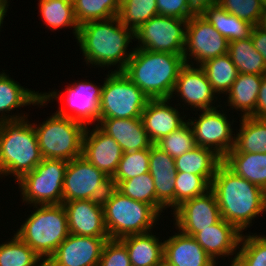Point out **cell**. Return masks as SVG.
Returning a JSON list of instances; mask_svg holds the SVG:
<instances>
[{
	"instance_id": "cell-3",
	"label": "cell",
	"mask_w": 266,
	"mask_h": 266,
	"mask_svg": "<svg viewBox=\"0 0 266 266\" xmlns=\"http://www.w3.org/2000/svg\"><path fill=\"white\" fill-rule=\"evenodd\" d=\"M185 64L183 54L134 48L122 72L150 99L170 98Z\"/></svg>"
},
{
	"instance_id": "cell-48",
	"label": "cell",
	"mask_w": 266,
	"mask_h": 266,
	"mask_svg": "<svg viewBox=\"0 0 266 266\" xmlns=\"http://www.w3.org/2000/svg\"><path fill=\"white\" fill-rule=\"evenodd\" d=\"M189 7L195 14H201L210 6L218 4V0H188Z\"/></svg>"
},
{
	"instance_id": "cell-30",
	"label": "cell",
	"mask_w": 266,
	"mask_h": 266,
	"mask_svg": "<svg viewBox=\"0 0 266 266\" xmlns=\"http://www.w3.org/2000/svg\"><path fill=\"white\" fill-rule=\"evenodd\" d=\"M201 15L223 36L228 42L250 37L253 25L239 19L225 11L218 4L205 9Z\"/></svg>"
},
{
	"instance_id": "cell-15",
	"label": "cell",
	"mask_w": 266,
	"mask_h": 266,
	"mask_svg": "<svg viewBox=\"0 0 266 266\" xmlns=\"http://www.w3.org/2000/svg\"><path fill=\"white\" fill-rule=\"evenodd\" d=\"M172 214L175 228L188 236H193L222 219L215 193L211 189L183 202Z\"/></svg>"
},
{
	"instance_id": "cell-5",
	"label": "cell",
	"mask_w": 266,
	"mask_h": 266,
	"mask_svg": "<svg viewBox=\"0 0 266 266\" xmlns=\"http://www.w3.org/2000/svg\"><path fill=\"white\" fill-rule=\"evenodd\" d=\"M102 205L110 239L150 232L160 216L151 205L133 200L113 186L102 199Z\"/></svg>"
},
{
	"instance_id": "cell-4",
	"label": "cell",
	"mask_w": 266,
	"mask_h": 266,
	"mask_svg": "<svg viewBox=\"0 0 266 266\" xmlns=\"http://www.w3.org/2000/svg\"><path fill=\"white\" fill-rule=\"evenodd\" d=\"M27 118L0 122V178L13 174L18 181L43 160L33 123Z\"/></svg>"
},
{
	"instance_id": "cell-24",
	"label": "cell",
	"mask_w": 266,
	"mask_h": 266,
	"mask_svg": "<svg viewBox=\"0 0 266 266\" xmlns=\"http://www.w3.org/2000/svg\"><path fill=\"white\" fill-rule=\"evenodd\" d=\"M163 242V259L173 266H217L218 264L192 236L178 231Z\"/></svg>"
},
{
	"instance_id": "cell-17",
	"label": "cell",
	"mask_w": 266,
	"mask_h": 266,
	"mask_svg": "<svg viewBox=\"0 0 266 266\" xmlns=\"http://www.w3.org/2000/svg\"><path fill=\"white\" fill-rule=\"evenodd\" d=\"M109 237H86L69 233L47 260L49 266H98Z\"/></svg>"
},
{
	"instance_id": "cell-29",
	"label": "cell",
	"mask_w": 266,
	"mask_h": 266,
	"mask_svg": "<svg viewBox=\"0 0 266 266\" xmlns=\"http://www.w3.org/2000/svg\"><path fill=\"white\" fill-rule=\"evenodd\" d=\"M223 159L213 150L195 146L192 150L175 158L177 172L204 176L210 183Z\"/></svg>"
},
{
	"instance_id": "cell-21",
	"label": "cell",
	"mask_w": 266,
	"mask_h": 266,
	"mask_svg": "<svg viewBox=\"0 0 266 266\" xmlns=\"http://www.w3.org/2000/svg\"><path fill=\"white\" fill-rule=\"evenodd\" d=\"M170 100V98L150 99L141 114L144 128L153 144L186 122L185 115L182 117L178 107L171 106Z\"/></svg>"
},
{
	"instance_id": "cell-35",
	"label": "cell",
	"mask_w": 266,
	"mask_h": 266,
	"mask_svg": "<svg viewBox=\"0 0 266 266\" xmlns=\"http://www.w3.org/2000/svg\"><path fill=\"white\" fill-rule=\"evenodd\" d=\"M74 15L80 25L88 21L108 20L116 17L120 5L118 0H76Z\"/></svg>"
},
{
	"instance_id": "cell-18",
	"label": "cell",
	"mask_w": 266,
	"mask_h": 266,
	"mask_svg": "<svg viewBox=\"0 0 266 266\" xmlns=\"http://www.w3.org/2000/svg\"><path fill=\"white\" fill-rule=\"evenodd\" d=\"M86 127L83 137L82 156L98 170L112 178L123 155L120 145L97 125Z\"/></svg>"
},
{
	"instance_id": "cell-14",
	"label": "cell",
	"mask_w": 266,
	"mask_h": 266,
	"mask_svg": "<svg viewBox=\"0 0 266 266\" xmlns=\"http://www.w3.org/2000/svg\"><path fill=\"white\" fill-rule=\"evenodd\" d=\"M218 107L222 106L199 110L202 113L198 114V119L187 121L193 129L196 146L211 149L223 159L234 147L235 134L231 126L234 120L230 122L226 112Z\"/></svg>"
},
{
	"instance_id": "cell-53",
	"label": "cell",
	"mask_w": 266,
	"mask_h": 266,
	"mask_svg": "<svg viewBox=\"0 0 266 266\" xmlns=\"http://www.w3.org/2000/svg\"><path fill=\"white\" fill-rule=\"evenodd\" d=\"M126 1H128V0H118V3H119V5H122V4L125 3Z\"/></svg>"
},
{
	"instance_id": "cell-36",
	"label": "cell",
	"mask_w": 266,
	"mask_h": 266,
	"mask_svg": "<svg viewBox=\"0 0 266 266\" xmlns=\"http://www.w3.org/2000/svg\"><path fill=\"white\" fill-rule=\"evenodd\" d=\"M43 260L17 235L0 244V266H38Z\"/></svg>"
},
{
	"instance_id": "cell-1",
	"label": "cell",
	"mask_w": 266,
	"mask_h": 266,
	"mask_svg": "<svg viewBox=\"0 0 266 266\" xmlns=\"http://www.w3.org/2000/svg\"><path fill=\"white\" fill-rule=\"evenodd\" d=\"M210 189L215 193L221 217L241 234L252 220L266 212V192L236 175L223 162L218 166Z\"/></svg>"
},
{
	"instance_id": "cell-45",
	"label": "cell",
	"mask_w": 266,
	"mask_h": 266,
	"mask_svg": "<svg viewBox=\"0 0 266 266\" xmlns=\"http://www.w3.org/2000/svg\"><path fill=\"white\" fill-rule=\"evenodd\" d=\"M158 14L189 20L195 13L189 7L188 0H156Z\"/></svg>"
},
{
	"instance_id": "cell-11",
	"label": "cell",
	"mask_w": 266,
	"mask_h": 266,
	"mask_svg": "<svg viewBox=\"0 0 266 266\" xmlns=\"http://www.w3.org/2000/svg\"><path fill=\"white\" fill-rule=\"evenodd\" d=\"M111 187V178L80 156L67 164L64 174L63 202L102 201Z\"/></svg>"
},
{
	"instance_id": "cell-8",
	"label": "cell",
	"mask_w": 266,
	"mask_h": 266,
	"mask_svg": "<svg viewBox=\"0 0 266 266\" xmlns=\"http://www.w3.org/2000/svg\"><path fill=\"white\" fill-rule=\"evenodd\" d=\"M110 71L103 83L99 119L141 118L150 98L122 71Z\"/></svg>"
},
{
	"instance_id": "cell-16",
	"label": "cell",
	"mask_w": 266,
	"mask_h": 266,
	"mask_svg": "<svg viewBox=\"0 0 266 266\" xmlns=\"http://www.w3.org/2000/svg\"><path fill=\"white\" fill-rule=\"evenodd\" d=\"M173 94H176L175 97L180 96L183 99L180 101L190 106V108L192 107L194 111L215 108L212 104H215L218 100L217 93L208 81L204 69L201 66H193L187 63L179 72L170 99L174 98Z\"/></svg>"
},
{
	"instance_id": "cell-33",
	"label": "cell",
	"mask_w": 266,
	"mask_h": 266,
	"mask_svg": "<svg viewBox=\"0 0 266 266\" xmlns=\"http://www.w3.org/2000/svg\"><path fill=\"white\" fill-rule=\"evenodd\" d=\"M39 12L46 26L51 30L73 28V35L77 38L79 24L74 15L73 4L64 0H39Z\"/></svg>"
},
{
	"instance_id": "cell-27",
	"label": "cell",
	"mask_w": 266,
	"mask_h": 266,
	"mask_svg": "<svg viewBox=\"0 0 266 266\" xmlns=\"http://www.w3.org/2000/svg\"><path fill=\"white\" fill-rule=\"evenodd\" d=\"M265 75L239 73L233 82L228 96V105L237 111H241V117H252L255 113L258 92Z\"/></svg>"
},
{
	"instance_id": "cell-47",
	"label": "cell",
	"mask_w": 266,
	"mask_h": 266,
	"mask_svg": "<svg viewBox=\"0 0 266 266\" xmlns=\"http://www.w3.org/2000/svg\"><path fill=\"white\" fill-rule=\"evenodd\" d=\"M257 119H266V75L260 85L258 92L257 104L255 106V113L252 116Z\"/></svg>"
},
{
	"instance_id": "cell-38",
	"label": "cell",
	"mask_w": 266,
	"mask_h": 266,
	"mask_svg": "<svg viewBox=\"0 0 266 266\" xmlns=\"http://www.w3.org/2000/svg\"><path fill=\"white\" fill-rule=\"evenodd\" d=\"M150 149L124 152L118 168L111 178V185L116 187L121 181L149 172Z\"/></svg>"
},
{
	"instance_id": "cell-41",
	"label": "cell",
	"mask_w": 266,
	"mask_h": 266,
	"mask_svg": "<svg viewBox=\"0 0 266 266\" xmlns=\"http://www.w3.org/2000/svg\"><path fill=\"white\" fill-rule=\"evenodd\" d=\"M175 183V209L183 202L205 194L211 183L201 175L177 172Z\"/></svg>"
},
{
	"instance_id": "cell-32",
	"label": "cell",
	"mask_w": 266,
	"mask_h": 266,
	"mask_svg": "<svg viewBox=\"0 0 266 266\" xmlns=\"http://www.w3.org/2000/svg\"><path fill=\"white\" fill-rule=\"evenodd\" d=\"M228 55L238 73L266 75L265 60L254 48L251 37L229 42Z\"/></svg>"
},
{
	"instance_id": "cell-25",
	"label": "cell",
	"mask_w": 266,
	"mask_h": 266,
	"mask_svg": "<svg viewBox=\"0 0 266 266\" xmlns=\"http://www.w3.org/2000/svg\"><path fill=\"white\" fill-rule=\"evenodd\" d=\"M0 72V122L8 120H19L26 118L28 115H10L12 110L20 108L26 105L36 106L40 104L39 107H43L46 103L42 100V93L35 92L21 86L13 78L9 77L7 73ZM10 111V112H9Z\"/></svg>"
},
{
	"instance_id": "cell-37",
	"label": "cell",
	"mask_w": 266,
	"mask_h": 266,
	"mask_svg": "<svg viewBox=\"0 0 266 266\" xmlns=\"http://www.w3.org/2000/svg\"><path fill=\"white\" fill-rule=\"evenodd\" d=\"M158 15L156 0H128L120 5L117 17L133 32L153 16Z\"/></svg>"
},
{
	"instance_id": "cell-51",
	"label": "cell",
	"mask_w": 266,
	"mask_h": 266,
	"mask_svg": "<svg viewBox=\"0 0 266 266\" xmlns=\"http://www.w3.org/2000/svg\"><path fill=\"white\" fill-rule=\"evenodd\" d=\"M159 266H173L171 264H169L168 262H166L164 259L162 260L161 264Z\"/></svg>"
},
{
	"instance_id": "cell-26",
	"label": "cell",
	"mask_w": 266,
	"mask_h": 266,
	"mask_svg": "<svg viewBox=\"0 0 266 266\" xmlns=\"http://www.w3.org/2000/svg\"><path fill=\"white\" fill-rule=\"evenodd\" d=\"M128 251L131 266H159L164 257V242L152 231L120 239Z\"/></svg>"
},
{
	"instance_id": "cell-50",
	"label": "cell",
	"mask_w": 266,
	"mask_h": 266,
	"mask_svg": "<svg viewBox=\"0 0 266 266\" xmlns=\"http://www.w3.org/2000/svg\"><path fill=\"white\" fill-rule=\"evenodd\" d=\"M257 26L266 30V6L263 7V11L261 13V18H260Z\"/></svg>"
},
{
	"instance_id": "cell-34",
	"label": "cell",
	"mask_w": 266,
	"mask_h": 266,
	"mask_svg": "<svg viewBox=\"0 0 266 266\" xmlns=\"http://www.w3.org/2000/svg\"><path fill=\"white\" fill-rule=\"evenodd\" d=\"M201 67L217 95L226 94L239 74L228 53L204 62Z\"/></svg>"
},
{
	"instance_id": "cell-40",
	"label": "cell",
	"mask_w": 266,
	"mask_h": 266,
	"mask_svg": "<svg viewBox=\"0 0 266 266\" xmlns=\"http://www.w3.org/2000/svg\"><path fill=\"white\" fill-rule=\"evenodd\" d=\"M115 188L123 195L149 204L156 210V191L149 172L121 181Z\"/></svg>"
},
{
	"instance_id": "cell-54",
	"label": "cell",
	"mask_w": 266,
	"mask_h": 266,
	"mask_svg": "<svg viewBox=\"0 0 266 266\" xmlns=\"http://www.w3.org/2000/svg\"><path fill=\"white\" fill-rule=\"evenodd\" d=\"M64 1L71 3V4H74L76 2V0H64Z\"/></svg>"
},
{
	"instance_id": "cell-9",
	"label": "cell",
	"mask_w": 266,
	"mask_h": 266,
	"mask_svg": "<svg viewBox=\"0 0 266 266\" xmlns=\"http://www.w3.org/2000/svg\"><path fill=\"white\" fill-rule=\"evenodd\" d=\"M67 164L68 161L63 159L43 158L34 170L16 181L23 203L32 206L62 204Z\"/></svg>"
},
{
	"instance_id": "cell-49",
	"label": "cell",
	"mask_w": 266,
	"mask_h": 266,
	"mask_svg": "<svg viewBox=\"0 0 266 266\" xmlns=\"http://www.w3.org/2000/svg\"><path fill=\"white\" fill-rule=\"evenodd\" d=\"M9 1L8 0H0V30L3 24V20L7 13V8H9Z\"/></svg>"
},
{
	"instance_id": "cell-19",
	"label": "cell",
	"mask_w": 266,
	"mask_h": 266,
	"mask_svg": "<svg viewBox=\"0 0 266 266\" xmlns=\"http://www.w3.org/2000/svg\"><path fill=\"white\" fill-rule=\"evenodd\" d=\"M62 204L67 213L69 233L86 237H109L102 201L73 200Z\"/></svg>"
},
{
	"instance_id": "cell-2",
	"label": "cell",
	"mask_w": 266,
	"mask_h": 266,
	"mask_svg": "<svg viewBox=\"0 0 266 266\" xmlns=\"http://www.w3.org/2000/svg\"><path fill=\"white\" fill-rule=\"evenodd\" d=\"M76 39L86 64L100 68L117 64L114 71H123L134 51V48L130 52L127 49L130 42L133 43L131 40L135 39L134 32L117 16L80 25Z\"/></svg>"
},
{
	"instance_id": "cell-22",
	"label": "cell",
	"mask_w": 266,
	"mask_h": 266,
	"mask_svg": "<svg viewBox=\"0 0 266 266\" xmlns=\"http://www.w3.org/2000/svg\"><path fill=\"white\" fill-rule=\"evenodd\" d=\"M242 234L223 218L216 224L207 227L192 237L204 249V251L216 262L218 257L234 255L231 257V265L235 262Z\"/></svg>"
},
{
	"instance_id": "cell-44",
	"label": "cell",
	"mask_w": 266,
	"mask_h": 266,
	"mask_svg": "<svg viewBox=\"0 0 266 266\" xmlns=\"http://www.w3.org/2000/svg\"><path fill=\"white\" fill-rule=\"evenodd\" d=\"M98 266H131L125 244L120 239H108Z\"/></svg>"
},
{
	"instance_id": "cell-12",
	"label": "cell",
	"mask_w": 266,
	"mask_h": 266,
	"mask_svg": "<svg viewBox=\"0 0 266 266\" xmlns=\"http://www.w3.org/2000/svg\"><path fill=\"white\" fill-rule=\"evenodd\" d=\"M187 21L159 14L153 16L134 32L138 41L136 48L183 54Z\"/></svg>"
},
{
	"instance_id": "cell-52",
	"label": "cell",
	"mask_w": 266,
	"mask_h": 266,
	"mask_svg": "<svg viewBox=\"0 0 266 266\" xmlns=\"http://www.w3.org/2000/svg\"><path fill=\"white\" fill-rule=\"evenodd\" d=\"M38 266H49L47 261H42Z\"/></svg>"
},
{
	"instance_id": "cell-23",
	"label": "cell",
	"mask_w": 266,
	"mask_h": 266,
	"mask_svg": "<svg viewBox=\"0 0 266 266\" xmlns=\"http://www.w3.org/2000/svg\"><path fill=\"white\" fill-rule=\"evenodd\" d=\"M104 133L112 137L123 152L150 149L153 145L141 118H106L96 124Z\"/></svg>"
},
{
	"instance_id": "cell-28",
	"label": "cell",
	"mask_w": 266,
	"mask_h": 266,
	"mask_svg": "<svg viewBox=\"0 0 266 266\" xmlns=\"http://www.w3.org/2000/svg\"><path fill=\"white\" fill-rule=\"evenodd\" d=\"M223 163L266 192V153L228 152Z\"/></svg>"
},
{
	"instance_id": "cell-42",
	"label": "cell",
	"mask_w": 266,
	"mask_h": 266,
	"mask_svg": "<svg viewBox=\"0 0 266 266\" xmlns=\"http://www.w3.org/2000/svg\"><path fill=\"white\" fill-rule=\"evenodd\" d=\"M156 145L174 159L192 150L196 143L190 123L186 120L180 128L163 137Z\"/></svg>"
},
{
	"instance_id": "cell-20",
	"label": "cell",
	"mask_w": 266,
	"mask_h": 266,
	"mask_svg": "<svg viewBox=\"0 0 266 266\" xmlns=\"http://www.w3.org/2000/svg\"><path fill=\"white\" fill-rule=\"evenodd\" d=\"M151 174L156 191V211L161 213L166 208L175 210V183L176 167L175 159L159 148L156 144L150 147Z\"/></svg>"
},
{
	"instance_id": "cell-43",
	"label": "cell",
	"mask_w": 266,
	"mask_h": 266,
	"mask_svg": "<svg viewBox=\"0 0 266 266\" xmlns=\"http://www.w3.org/2000/svg\"><path fill=\"white\" fill-rule=\"evenodd\" d=\"M218 5L253 26L258 25L264 7L263 0H218Z\"/></svg>"
},
{
	"instance_id": "cell-6",
	"label": "cell",
	"mask_w": 266,
	"mask_h": 266,
	"mask_svg": "<svg viewBox=\"0 0 266 266\" xmlns=\"http://www.w3.org/2000/svg\"><path fill=\"white\" fill-rule=\"evenodd\" d=\"M33 208L35 211L14 234L47 261L69 235L67 213L63 204L34 205Z\"/></svg>"
},
{
	"instance_id": "cell-10",
	"label": "cell",
	"mask_w": 266,
	"mask_h": 266,
	"mask_svg": "<svg viewBox=\"0 0 266 266\" xmlns=\"http://www.w3.org/2000/svg\"><path fill=\"white\" fill-rule=\"evenodd\" d=\"M78 82L67 85L65 96L62 92L54 90L52 92L49 91V93L44 92L41 98L45 103L50 100L53 101V99L58 101L61 99V101L63 100L62 105L66 103L70 109L68 110V107L64 105L59 107L56 111L57 114L82 123L86 127L93 122L95 125V123L99 122V107L103 84L98 86L96 83H90L89 81Z\"/></svg>"
},
{
	"instance_id": "cell-13",
	"label": "cell",
	"mask_w": 266,
	"mask_h": 266,
	"mask_svg": "<svg viewBox=\"0 0 266 266\" xmlns=\"http://www.w3.org/2000/svg\"><path fill=\"white\" fill-rule=\"evenodd\" d=\"M228 44V40L201 14H195L187 21L183 52L187 64L194 65L196 62L195 64L201 66L210 59L226 54ZM192 58L195 62L191 61Z\"/></svg>"
},
{
	"instance_id": "cell-7",
	"label": "cell",
	"mask_w": 266,
	"mask_h": 266,
	"mask_svg": "<svg viewBox=\"0 0 266 266\" xmlns=\"http://www.w3.org/2000/svg\"><path fill=\"white\" fill-rule=\"evenodd\" d=\"M43 158L71 161L82 156L86 126L52 113L43 123H33Z\"/></svg>"
},
{
	"instance_id": "cell-39",
	"label": "cell",
	"mask_w": 266,
	"mask_h": 266,
	"mask_svg": "<svg viewBox=\"0 0 266 266\" xmlns=\"http://www.w3.org/2000/svg\"><path fill=\"white\" fill-rule=\"evenodd\" d=\"M238 249L232 266H266V235L242 234Z\"/></svg>"
},
{
	"instance_id": "cell-46",
	"label": "cell",
	"mask_w": 266,
	"mask_h": 266,
	"mask_svg": "<svg viewBox=\"0 0 266 266\" xmlns=\"http://www.w3.org/2000/svg\"><path fill=\"white\" fill-rule=\"evenodd\" d=\"M254 48L263 56L266 63V30L259 26H253L250 35Z\"/></svg>"
},
{
	"instance_id": "cell-31",
	"label": "cell",
	"mask_w": 266,
	"mask_h": 266,
	"mask_svg": "<svg viewBox=\"0 0 266 266\" xmlns=\"http://www.w3.org/2000/svg\"><path fill=\"white\" fill-rule=\"evenodd\" d=\"M234 147L229 152L266 153V119L241 117Z\"/></svg>"
}]
</instances>
